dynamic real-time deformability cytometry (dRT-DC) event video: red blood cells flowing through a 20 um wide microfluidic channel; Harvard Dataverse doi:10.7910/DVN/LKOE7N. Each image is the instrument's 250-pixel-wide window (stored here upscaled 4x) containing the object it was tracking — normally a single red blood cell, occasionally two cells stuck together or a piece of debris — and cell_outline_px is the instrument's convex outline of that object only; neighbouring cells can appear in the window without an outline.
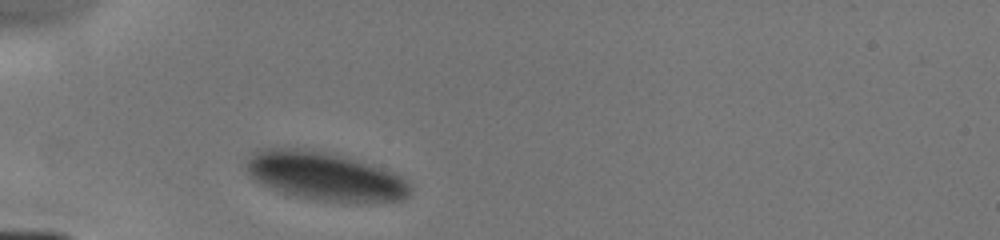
{"species": "human", "species_latin": "Homo sapiens", "temperature_condition": "cold", "stored_images_in_passage": 1, "camera_frame_rate_fps": 3000, "um_per_image_px": 0.085, "donor": {"sex": "male"}, "frame": {"image": 1, "passage_image": 1, "time_ms": 0.0, "image_size_px": [1000, 240], "cell_outline_px": [[412, 196], [404, 200], [316, 200], [296, 196], [280, 192], [268, 188], [260, 184], [248, 176], [248, 160], [260, 148], [304, 148], [324, 152], [340, 156], [392, 172], [400, 176], [412, 184]], "centroid_in_image_um": [27.59, 14.98], "position_along_channel_um": 57.4, "area_um2": 45.32}}